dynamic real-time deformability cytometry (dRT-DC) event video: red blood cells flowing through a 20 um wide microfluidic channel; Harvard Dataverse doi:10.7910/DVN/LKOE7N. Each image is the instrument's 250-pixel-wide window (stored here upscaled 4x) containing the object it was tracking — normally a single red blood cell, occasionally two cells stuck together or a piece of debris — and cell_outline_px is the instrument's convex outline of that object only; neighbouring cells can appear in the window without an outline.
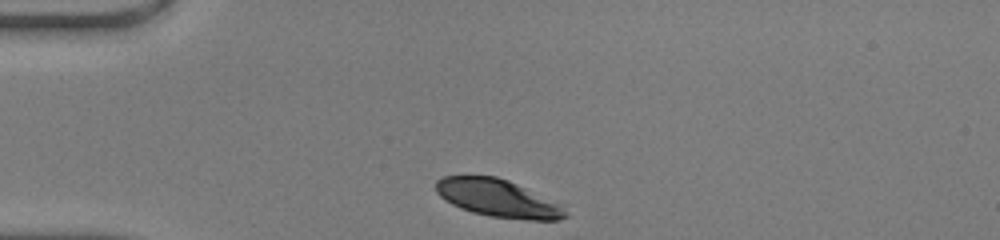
{"species": "human", "species_latin": "Homo sapiens", "temperature_condition": "warm", "stored_images_in_passage": 8, "camera_frame_rate_fps": 3000, "um_per_image_px": 0.085, "donor": {"sex": "male"}, "frame": {"image": 1, "passage_image": 1, "time_ms": 0.0, "image_size_px": [1000, 240], "cell_outline_px": [[568, 216], [560, 220], [528, 220], [488, 216], [472, 212], [460, 208], [444, 200], [436, 192], [436, 180], [444, 176], [496, 176], [508, 180], [556, 204], [568, 212]], "centroid_in_image_um": [42.24, 16.86], "position_along_channel_um": 42.8, "area_um2": 27.86}}
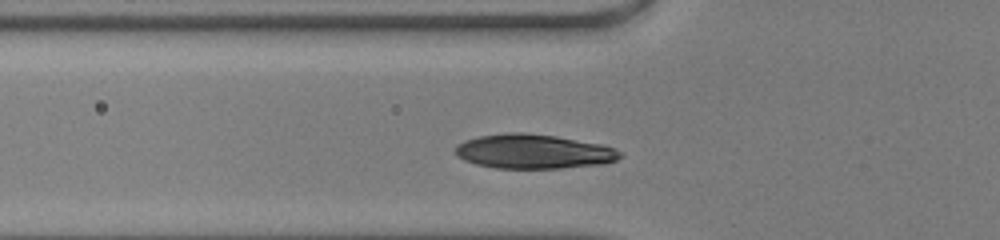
{"frame": {"image": 2, "passage_image": 6, "time_ms": 1.667, "image_size_px": [1000, 240], "cell_outline_px": [[624, 156], [616, 160], [604, 164], [560, 168], [496, 168], [476, 164], [464, 160], [456, 156], [456, 144], [464, 140], [480, 136], [508, 132], [520, 132], [556, 136], [600, 144], [616, 148], [624, 152]], "centroid_in_image_um": [45.38, 12.88], "position_along_channel_um": 80.4, "area_um2": 33.18}}